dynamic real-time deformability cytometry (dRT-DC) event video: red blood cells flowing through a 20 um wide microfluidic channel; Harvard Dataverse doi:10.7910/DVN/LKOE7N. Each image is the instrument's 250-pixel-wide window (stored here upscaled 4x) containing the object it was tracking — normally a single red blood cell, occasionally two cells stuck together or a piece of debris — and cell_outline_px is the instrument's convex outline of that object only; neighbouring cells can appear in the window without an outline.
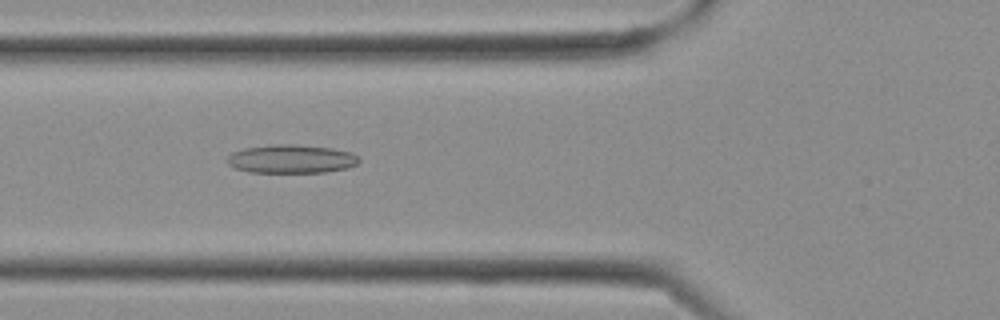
{"species": "Egyptian fruit bat (a non-hibernating species)", "species_latin": "Rousettus aegyptiacus", "temperature_condition": "cold", "stored_images_in_passage": 20, "camera_frame_rate_fps": 3000, "um_per_image_px": 0.085, "frame": {"image": 1, "passage_image": 11, "time_ms": 3.333, "image_size_px": [1000, 320], "cell_outline_px": [[360, 160], [356, 164], [348, 168], [324, 172], [248, 172], [236, 168], [228, 164], [224, 160], [232, 152], [244, 148], [276, 144], [296, 144], [332, 148], [352, 152]], "centroid_in_image_um": [24.74, 13.5], "position_along_channel_um": 101.1, "area_um2": 21.96}}
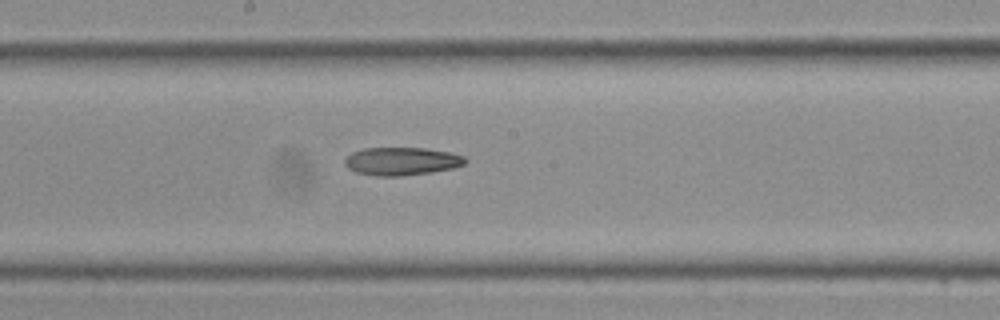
{"frame": {"image": 2, "passage_image": 16, "time_ms": 5.0, "image_size_px": [1000, 320], "cell_outline_px": [[468, 160], [464, 164], [452, 168], [432, 172], [400, 176], [376, 176], [356, 172], [348, 168], [344, 164], [344, 160], [352, 152], [364, 148], [424, 148], [448, 152], [464, 156]], "centroid_in_image_um": [34.12, 13.71], "position_along_channel_um": 214.1, "area_um2": 19.59}}
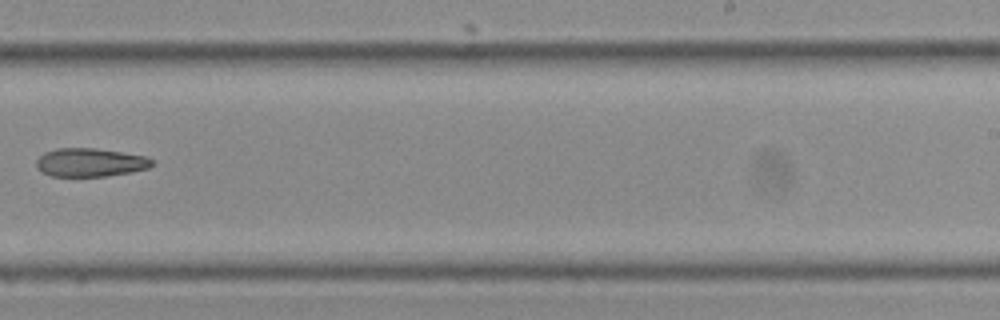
{"frame": {"image": 3, "passage_image": 19, "time_ms": 6.0, "image_size_px": [1000, 320], "cell_outline_px": [[152, 164], [148, 168], [132, 172], [108, 176], [52, 176], [36, 168], [36, 160], [44, 152], [56, 148], [96, 148], [144, 156], [152, 160]], "centroid_in_image_um": [7.63, 13.8], "position_along_channel_um": 281.4, "area_um2": 19.07}}